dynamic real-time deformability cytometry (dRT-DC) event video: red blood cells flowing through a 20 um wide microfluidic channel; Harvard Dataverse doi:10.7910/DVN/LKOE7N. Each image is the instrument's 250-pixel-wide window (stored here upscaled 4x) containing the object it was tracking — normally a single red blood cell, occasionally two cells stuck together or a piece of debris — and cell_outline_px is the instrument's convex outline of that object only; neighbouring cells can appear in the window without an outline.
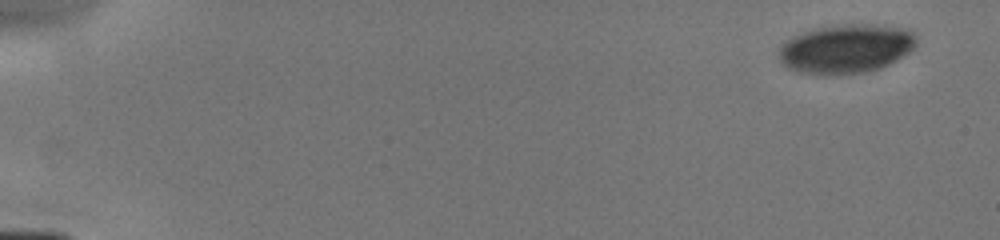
{"species": "human", "species_latin": "Homo sapiens", "temperature_condition": "cold", "stored_images_in_passage": 7, "camera_frame_rate_fps": 3000, "um_per_image_px": 0.085, "donor": {"sex": "male"}, "frame": {"image": 1, "passage_image": 1, "time_ms": 0.0, "image_size_px": [1000, 240], "cell_outline_px": [[916, 48], [896, 60], [880, 68], [864, 72], [804, 72], [788, 68], [780, 60], [780, 48], [788, 40], [812, 28], [848, 24], [868, 24], [908, 28], [916, 36]], "centroid_in_image_um": [71.99, 4.09], "position_along_channel_um": 13.0, "area_um2": 38.26}}
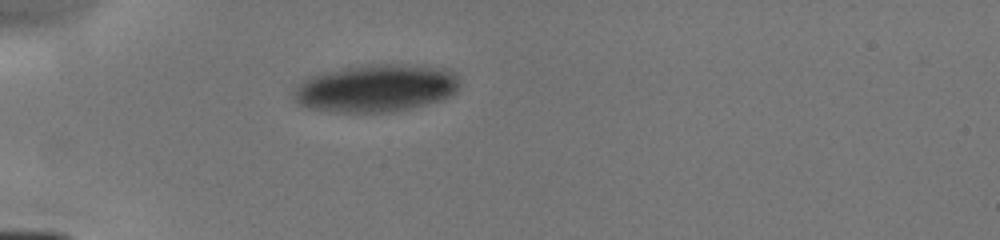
{"frame": {"image": 2, "passage_image": 6, "time_ms": 4.333, "image_size_px": [1000, 240], "cell_outline_px": [[456, 92], [440, 100], [392, 112], [332, 112], [308, 108], [300, 104], [292, 96], [296, 84], [320, 72], [340, 68], [368, 64], [396, 64], [448, 68], [456, 76]], "centroid_in_image_um": [31.89, 7.49], "position_along_channel_um": 53.1, "area_um2": 45.89}}